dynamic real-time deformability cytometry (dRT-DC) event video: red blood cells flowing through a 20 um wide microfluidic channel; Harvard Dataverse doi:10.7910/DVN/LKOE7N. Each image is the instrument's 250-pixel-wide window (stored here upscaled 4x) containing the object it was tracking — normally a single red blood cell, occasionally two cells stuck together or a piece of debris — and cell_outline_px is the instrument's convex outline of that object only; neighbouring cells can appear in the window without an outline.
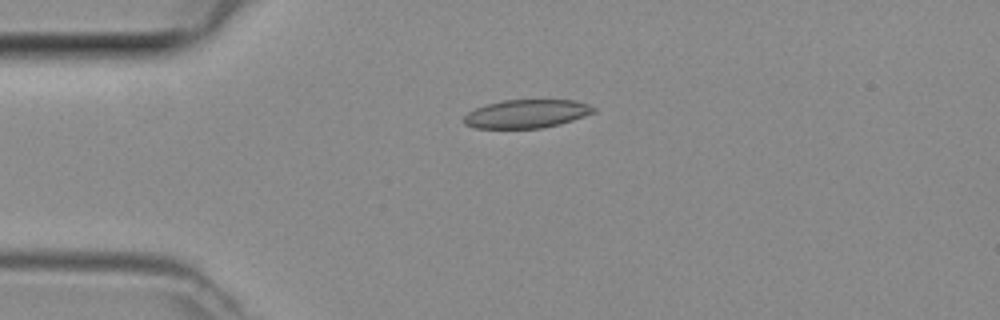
{"species": "common noctule bat (a hibernating species)", "species_latin": "Nyctalus noctula", "temperature_condition": "room temperature", "stored_images_in_passage": 37, "camera_frame_rate_fps": 3000, "um_per_image_px": 0.085, "animal": {"sex": "female", "body_mass_g": 29.2, "forearm_length_mm": 56.3}, "frame": {"image": 1, "passage_image": 1, "time_ms": 0.0, "image_size_px": [1000, 320], "cell_outline_px": [[596, 112], [560, 124], [540, 128], [476, 128], [464, 124], [464, 116], [468, 112], [476, 108], [488, 104], [504, 100], [576, 100], [588, 104], [596, 108]], "centroid_in_image_um": [44.78, 9.67], "position_along_channel_um": 40.2, "area_um2": 21.39}}
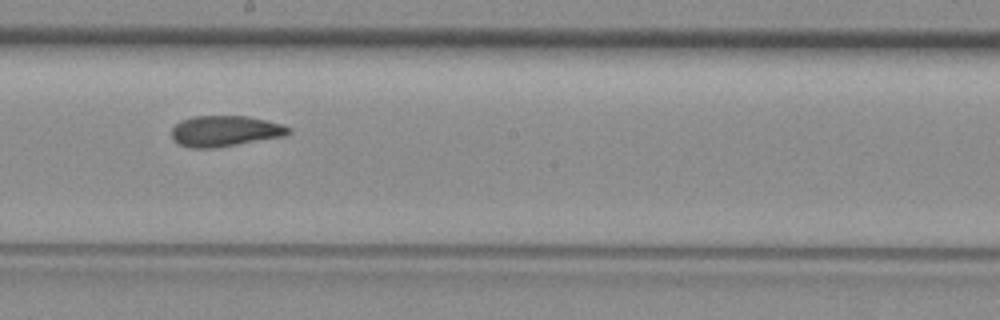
{"frame": {"image": 2, "passage_image": 16, "time_ms": 5.0, "image_size_px": [1000, 320], "cell_outline_px": [[292, 132], [284, 136], [212, 148], [192, 148], [180, 144], [172, 136], [172, 128], [180, 120], [192, 116], [248, 116], [284, 124], [292, 128]], "centroid_in_image_um": [19.16, 11.12], "position_along_channel_um": 229.0, "area_um2": 20.92}}
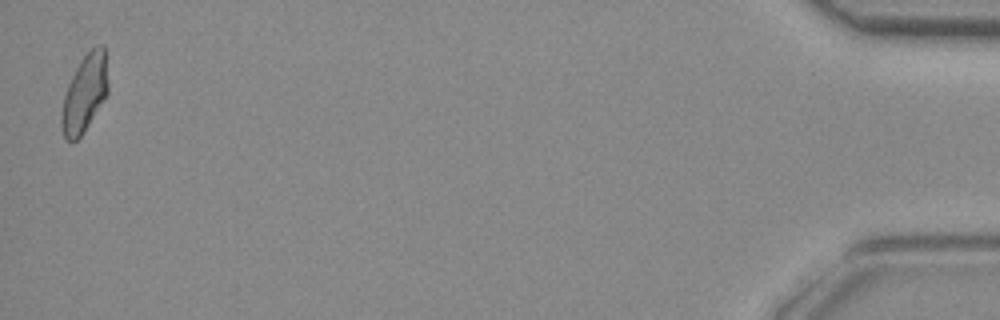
{"frame": {"image": 3, "passage_image": 37, "time_ms": 12.0, "image_size_px": [1000, 320], "cell_outline_px": [[108, 92], [80, 136], [76, 140], [68, 140], [64, 136], [60, 124], [60, 116], [64, 96], [68, 84], [76, 68], [84, 56], [96, 44], [104, 44], [108, 84]], "centroid_in_image_um": [7.18, 7.9], "position_along_channel_um": 428.0, "area_um2": 20.52}}